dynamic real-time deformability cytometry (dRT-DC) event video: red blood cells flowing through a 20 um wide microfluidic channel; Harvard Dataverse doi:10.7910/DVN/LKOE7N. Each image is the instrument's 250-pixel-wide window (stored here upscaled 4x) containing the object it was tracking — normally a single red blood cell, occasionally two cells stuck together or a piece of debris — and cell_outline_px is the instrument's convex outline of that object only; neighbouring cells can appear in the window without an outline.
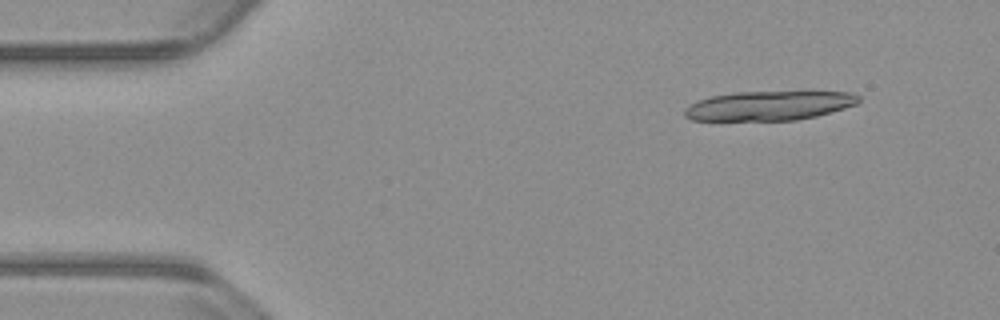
{"species": "common noctule bat (a hibernating species)", "species_latin": "Nyctalus noctula", "temperature_condition": "warm", "stored_images_in_passage": 13, "camera_frame_rate_fps": 3000, "um_per_image_px": 0.085, "animal": {"sex": "male", "body_mass_g": 23.1, "forearm_length_mm": 52.7}, "frame": {"image": 1, "passage_image": 1, "time_ms": 0.0, "image_size_px": [1000, 320], "cell_outline_px": [[860, 100], [856, 104], [844, 108], [816, 116], [796, 120], [692, 120], [684, 116], [684, 108], [696, 100], [712, 96], [732, 92], [852, 92], [860, 96]], "centroid_in_image_um": [65.34, 8.98], "position_along_channel_um": 19.7, "area_um2": 29.71}}